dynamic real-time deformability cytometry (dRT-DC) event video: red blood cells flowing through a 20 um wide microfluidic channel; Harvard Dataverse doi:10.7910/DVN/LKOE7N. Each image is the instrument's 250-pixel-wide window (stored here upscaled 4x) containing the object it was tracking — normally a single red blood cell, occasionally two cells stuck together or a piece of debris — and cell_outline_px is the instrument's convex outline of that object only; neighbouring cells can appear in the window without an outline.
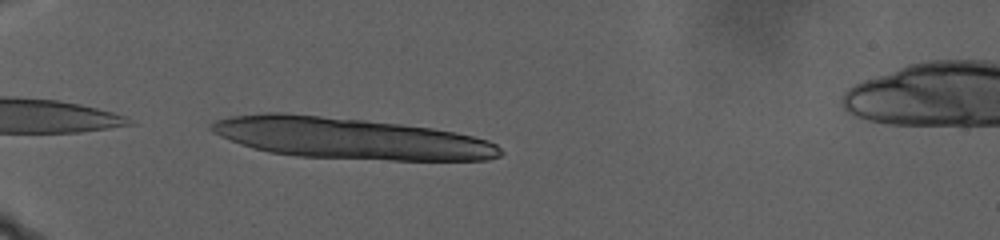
{"species": "human", "species_latin": "Homo sapiens", "temperature_condition": "warm", "stored_images_in_passage": 9, "camera_frame_rate_fps": 3000, "um_per_image_px": 0.085, "donor": {"sex": "male"}, "frame": {"image": 1, "passage_image": 2, "time_ms": 0.333, "image_size_px": [1000, 240], "cell_outline_px": [[504, 152], [500, 156], [488, 160], [388, 160], [296, 156], [268, 152], [252, 148], [240, 144], [220, 136], [212, 132], [208, 128], [216, 120], [228, 116], [264, 112], [284, 112], [364, 120], [400, 124], [432, 128], [456, 132], [488, 140], [496, 144]], "centroid_in_image_um": [29.74, 11.75], "position_along_channel_um": 55.3, "area_um2": 69.76}}